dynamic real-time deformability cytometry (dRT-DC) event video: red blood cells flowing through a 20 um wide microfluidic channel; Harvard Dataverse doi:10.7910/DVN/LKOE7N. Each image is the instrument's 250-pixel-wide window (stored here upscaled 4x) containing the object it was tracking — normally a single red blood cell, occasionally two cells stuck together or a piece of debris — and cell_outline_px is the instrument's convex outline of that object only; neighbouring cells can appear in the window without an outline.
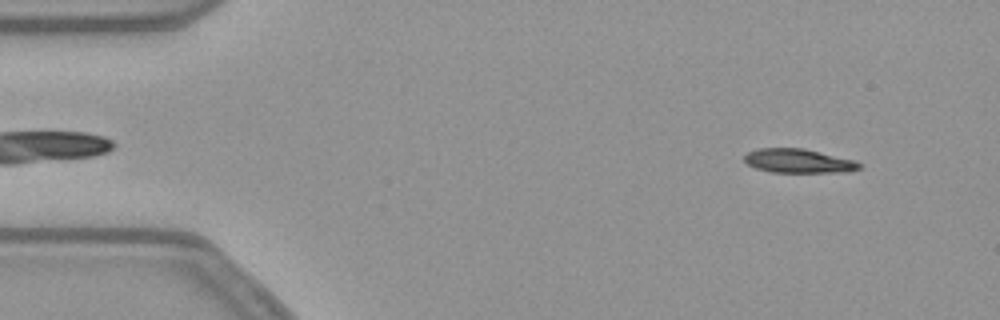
{"species": "common noctule bat (a hibernating species)", "species_latin": "Nyctalus noctula", "temperature_condition": "warm", "stored_images_in_passage": 52, "camera_frame_rate_fps": 3000, "um_per_image_px": 0.085, "animal": {"sex": "female", "body_mass_g": 21.9}, "frame": {"image": 1, "passage_image": 4, "time_ms": 1.0, "image_size_px": [1000, 320], "cell_outline_px": [[860, 168], [848, 172], [772, 172], [756, 168], [748, 164], [744, 160], [744, 156], [748, 152], [756, 148], [804, 148], [856, 160], [860, 164]], "centroid_in_image_um": [67.88, 13.67], "position_along_channel_um": 17.1, "area_um2": 16.13}}
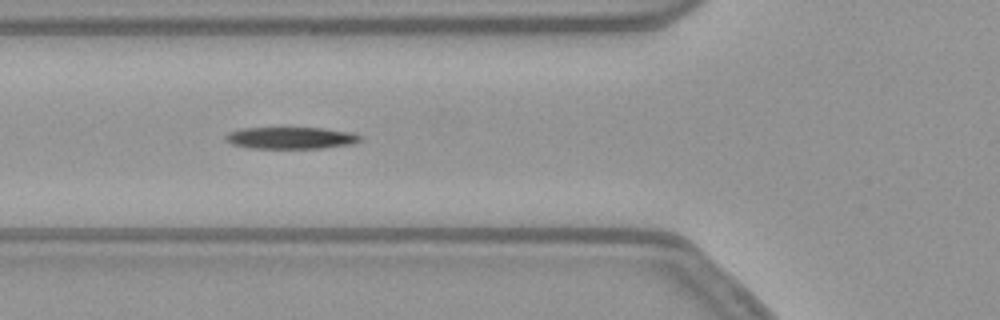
{"frame": {"image": 2, "passage_image": 18, "time_ms": 5.667, "image_size_px": [1000, 320], "cell_outline_px": [[364, 140], [356, 144], [324, 148], [248, 148], [232, 144], [224, 140], [224, 136], [228, 132], [244, 128], [324, 128], [352, 132], [360, 136]], "centroid_in_image_um": [24.77, 11.73], "position_along_channel_um": 101.0, "area_um2": 17.4}}
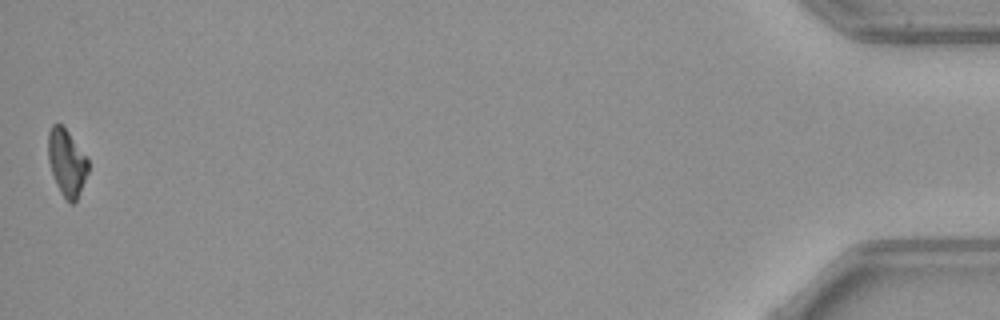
{"frame": {"image": 3, "passage_image": 52, "time_ms": 17.0, "image_size_px": [1000, 320], "cell_outline_px": [[88, 172], [76, 200], [72, 204], [60, 192], [56, 184], [48, 160], [48, 132], [52, 124], [60, 124], [68, 132], [88, 160]], "centroid_in_image_um": [5.65, 13.81], "position_along_channel_um": 429.5, "area_um2": 15.14}, "authors_computed_cell_mechanics": {"area_um2": 17.1377, "velocity_mm_per_s": 3.8164, "shape_relaxation_time_tau1_ms": 7.1947, "shape_relaxation_time_tau2_ms": null, "deformation_change_tau1": 0.2131, "deformation_change_tau2": null}}